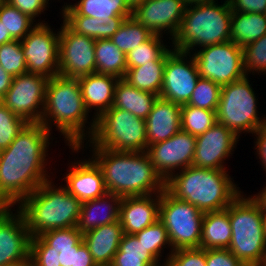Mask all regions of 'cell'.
I'll return each instance as SVG.
<instances>
[{
  "instance_id": "obj_7",
  "label": "cell",
  "mask_w": 266,
  "mask_h": 266,
  "mask_svg": "<svg viewBox=\"0 0 266 266\" xmlns=\"http://www.w3.org/2000/svg\"><path fill=\"white\" fill-rule=\"evenodd\" d=\"M241 193L229 205L231 251L246 266H258L266 257V236L258 204ZM247 197V198H246Z\"/></svg>"
},
{
  "instance_id": "obj_27",
  "label": "cell",
  "mask_w": 266,
  "mask_h": 266,
  "mask_svg": "<svg viewBox=\"0 0 266 266\" xmlns=\"http://www.w3.org/2000/svg\"><path fill=\"white\" fill-rule=\"evenodd\" d=\"M63 21L76 33L89 38L110 39L122 25L124 20L131 16H117L110 19H97L79 15L70 5L62 11Z\"/></svg>"
},
{
  "instance_id": "obj_57",
  "label": "cell",
  "mask_w": 266,
  "mask_h": 266,
  "mask_svg": "<svg viewBox=\"0 0 266 266\" xmlns=\"http://www.w3.org/2000/svg\"><path fill=\"white\" fill-rule=\"evenodd\" d=\"M258 266H266V257L263 259V261Z\"/></svg>"
},
{
  "instance_id": "obj_32",
  "label": "cell",
  "mask_w": 266,
  "mask_h": 266,
  "mask_svg": "<svg viewBox=\"0 0 266 266\" xmlns=\"http://www.w3.org/2000/svg\"><path fill=\"white\" fill-rule=\"evenodd\" d=\"M134 234H123L110 266H163Z\"/></svg>"
},
{
  "instance_id": "obj_11",
  "label": "cell",
  "mask_w": 266,
  "mask_h": 266,
  "mask_svg": "<svg viewBox=\"0 0 266 266\" xmlns=\"http://www.w3.org/2000/svg\"><path fill=\"white\" fill-rule=\"evenodd\" d=\"M203 216L196 206L177 199L166 189L160 193L159 220L168 232L172 251L200 247Z\"/></svg>"
},
{
  "instance_id": "obj_40",
  "label": "cell",
  "mask_w": 266,
  "mask_h": 266,
  "mask_svg": "<svg viewBox=\"0 0 266 266\" xmlns=\"http://www.w3.org/2000/svg\"><path fill=\"white\" fill-rule=\"evenodd\" d=\"M0 65L13 77L28 72L20 40L0 45Z\"/></svg>"
},
{
  "instance_id": "obj_45",
  "label": "cell",
  "mask_w": 266,
  "mask_h": 266,
  "mask_svg": "<svg viewBox=\"0 0 266 266\" xmlns=\"http://www.w3.org/2000/svg\"><path fill=\"white\" fill-rule=\"evenodd\" d=\"M206 266H246L228 249H206Z\"/></svg>"
},
{
  "instance_id": "obj_26",
  "label": "cell",
  "mask_w": 266,
  "mask_h": 266,
  "mask_svg": "<svg viewBox=\"0 0 266 266\" xmlns=\"http://www.w3.org/2000/svg\"><path fill=\"white\" fill-rule=\"evenodd\" d=\"M121 200L122 197L107 192L102 197L83 202L77 229L84 234L102 225L119 221Z\"/></svg>"
},
{
  "instance_id": "obj_15",
  "label": "cell",
  "mask_w": 266,
  "mask_h": 266,
  "mask_svg": "<svg viewBox=\"0 0 266 266\" xmlns=\"http://www.w3.org/2000/svg\"><path fill=\"white\" fill-rule=\"evenodd\" d=\"M59 30V74L80 78L95 73L96 40L76 33L64 21Z\"/></svg>"
},
{
  "instance_id": "obj_6",
  "label": "cell",
  "mask_w": 266,
  "mask_h": 266,
  "mask_svg": "<svg viewBox=\"0 0 266 266\" xmlns=\"http://www.w3.org/2000/svg\"><path fill=\"white\" fill-rule=\"evenodd\" d=\"M232 12L226 2L188 6L170 46L173 50L192 53L200 47L230 41Z\"/></svg>"
},
{
  "instance_id": "obj_21",
  "label": "cell",
  "mask_w": 266,
  "mask_h": 266,
  "mask_svg": "<svg viewBox=\"0 0 266 266\" xmlns=\"http://www.w3.org/2000/svg\"><path fill=\"white\" fill-rule=\"evenodd\" d=\"M68 168L71 171H67L64 176L63 180L67 183L64 187L82 203L107 193L103 173L92 158L72 162Z\"/></svg>"
},
{
  "instance_id": "obj_56",
  "label": "cell",
  "mask_w": 266,
  "mask_h": 266,
  "mask_svg": "<svg viewBox=\"0 0 266 266\" xmlns=\"http://www.w3.org/2000/svg\"><path fill=\"white\" fill-rule=\"evenodd\" d=\"M8 206L0 199V211L7 208Z\"/></svg>"
},
{
  "instance_id": "obj_33",
  "label": "cell",
  "mask_w": 266,
  "mask_h": 266,
  "mask_svg": "<svg viewBox=\"0 0 266 266\" xmlns=\"http://www.w3.org/2000/svg\"><path fill=\"white\" fill-rule=\"evenodd\" d=\"M96 73L124 78L127 72L126 55L111 39L95 41Z\"/></svg>"
},
{
  "instance_id": "obj_17",
  "label": "cell",
  "mask_w": 266,
  "mask_h": 266,
  "mask_svg": "<svg viewBox=\"0 0 266 266\" xmlns=\"http://www.w3.org/2000/svg\"><path fill=\"white\" fill-rule=\"evenodd\" d=\"M195 147L196 137L181 129L171 138L149 145L146 152L166 182L176 171L192 166Z\"/></svg>"
},
{
  "instance_id": "obj_53",
  "label": "cell",
  "mask_w": 266,
  "mask_h": 266,
  "mask_svg": "<svg viewBox=\"0 0 266 266\" xmlns=\"http://www.w3.org/2000/svg\"><path fill=\"white\" fill-rule=\"evenodd\" d=\"M10 266H34L31 258H27L26 260L22 261V262H19V263H16V264H13V265H10Z\"/></svg>"
},
{
  "instance_id": "obj_20",
  "label": "cell",
  "mask_w": 266,
  "mask_h": 266,
  "mask_svg": "<svg viewBox=\"0 0 266 266\" xmlns=\"http://www.w3.org/2000/svg\"><path fill=\"white\" fill-rule=\"evenodd\" d=\"M239 138L220 123L214 124L202 135L196 137L192 166L226 170L224 160L234 153Z\"/></svg>"
},
{
  "instance_id": "obj_23",
  "label": "cell",
  "mask_w": 266,
  "mask_h": 266,
  "mask_svg": "<svg viewBox=\"0 0 266 266\" xmlns=\"http://www.w3.org/2000/svg\"><path fill=\"white\" fill-rule=\"evenodd\" d=\"M181 130V105L158 97L146 118L147 145L171 138Z\"/></svg>"
},
{
  "instance_id": "obj_55",
  "label": "cell",
  "mask_w": 266,
  "mask_h": 266,
  "mask_svg": "<svg viewBox=\"0 0 266 266\" xmlns=\"http://www.w3.org/2000/svg\"><path fill=\"white\" fill-rule=\"evenodd\" d=\"M262 217H263V226H264V232L266 236V211H261Z\"/></svg>"
},
{
  "instance_id": "obj_51",
  "label": "cell",
  "mask_w": 266,
  "mask_h": 266,
  "mask_svg": "<svg viewBox=\"0 0 266 266\" xmlns=\"http://www.w3.org/2000/svg\"><path fill=\"white\" fill-rule=\"evenodd\" d=\"M14 40L8 31H6L5 27L3 24L0 22V45L4 43H8L10 41Z\"/></svg>"
},
{
  "instance_id": "obj_35",
  "label": "cell",
  "mask_w": 266,
  "mask_h": 266,
  "mask_svg": "<svg viewBox=\"0 0 266 266\" xmlns=\"http://www.w3.org/2000/svg\"><path fill=\"white\" fill-rule=\"evenodd\" d=\"M153 34L134 18L124 20L118 31L110 38L111 41L127 55L141 43L148 41Z\"/></svg>"
},
{
  "instance_id": "obj_29",
  "label": "cell",
  "mask_w": 266,
  "mask_h": 266,
  "mask_svg": "<svg viewBox=\"0 0 266 266\" xmlns=\"http://www.w3.org/2000/svg\"><path fill=\"white\" fill-rule=\"evenodd\" d=\"M158 97L154 93L139 90L124 78H120L115 87L112 107L129 111L138 118L146 120Z\"/></svg>"
},
{
  "instance_id": "obj_8",
  "label": "cell",
  "mask_w": 266,
  "mask_h": 266,
  "mask_svg": "<svg viewBox=\"0 0 266 266\" xmlns=\"http://www.w3.org/2000/svg\"><path fill=\"white\" fill-rule=\"evenodd\" d=\"M85 145L82 143L80 146H70L69 148L76 153L87 146L106 148L112 151H146L148 148L146 120L138 118L129 111L110 107L96 119L94 133Z\"/></svg>"
},
{
  "instance_id": "obj_54",
  "label": "cell",
  "mask_w": 266,
  "mask_h": 266,
  "mask_svg": "<svg viewBox=\"0 0 266 266\" xmlns=\"http://www.w3.org/2000/svg\"><path fill=\"white\" fill-rule=\"evenodd\" d=\"M128 5L130 6L131 9L134 7L140 5L141 3H144L147 0H126Z\"/></svg>"
},
{
  "instance_id": "obj_28",
  "label": "cell",
  "mask_w": 266,
  "mask_h": 266,
  "mask_svg": "<svg viewBox=\"0 0 266 266\" xmlns=\"http://www.w3.org/2000/svg\"><path fill=\"white\" fill-rule=\"evenodd\" d=\"M231 230L229 206L223 210L204 213L200 248L228 249L232 237Z\"/></svg>"
},
{
  "instance_id": "obj_14",
  "label": "cell",
  "mask_w": 266,
  "mask_h": 266,
  "mask_svg": "<svg viewBox=\"0 0 266 266\" xmlns=\"http://www.w3.org/2000/svg\"><path fill=\"white\" fill-rule=\"evenodd\" d=\"M37 20L38 24L21 40L22 50L27 71L49 79L59 74L60 31L54 33L48 23Z\"/></svg>"
},
{
  "instance_id": "obj_42",
  "label": "cell",
  "mask_w": 266,
  "mask_h": 266,
  "mask_svg": "<svg viewBox=\"0 0 266 266\" xmlns=\"http://www.w3.org/2000/svg\"><path fill=\"white\" fill-rule=\"evenodd\" d=\"M27 124L0 101V150L7 148Z\"/></svg>"
},
{
  "instance_id": "obj_43",
  "label": "cell",
  "mask_w": 266,
  "mask_h": 266,
  "mask_svg": "<svg viewBox=\"0 0 266 266\" xmlns=\"http://www.w3.org/2000/svg\"><path fill=\"white\" fill-rule=\"evenodd\" d=\"M244 71L266 74V34L243 48Z\"/></svg>"
},
{
  "instance_id": "obj_19",
  "label": "cell",
  "mask_w": 266,
  "mask_h": 266,
  "mask_svg": "<svg viewBox=\"0 0 266 266\" xmlns=\"http://www.w3.org/2000/svg\"><path fill=\"white\" fill-rule=\"evenodd\" d=\"M11 208L0 211V266L22 262L30 253L31 236L24 217Z\"/></svg>"
},
{
  "instance_id": "obj_48",
  "label": "cell",
  "mask_w": 266,
  "mask_h": 266,
  "mask_svg": "<svg viewBox=\"0 0 266 266\" xmlns=\"http://www.w3.org/2000/svg\"><path fill=\"white\" fill-rule=\"evenodd\" d=\"M254 135L256 136V141H254L256 155L259 157L264 171H266V122L255 131Z\"/></svg>"
},
{
  "instance_id": "obj_58",
  "label": "cell",
  "mask_w": 266,
  "mask_h": 266,
  "mask_svg": "<svg viewBox=\"0 0 266 266\" xmlns=\"http://www.w3.org/2000/svg\"><path fill=\"white\" fill-rule=\"evenodd\" d=\"M233 0H224V2H226V3H231Z\"/></svg>"
},
{
  "instance_id": "obj_1",
  "label": "cell",
  "mask_w": 266,
  "mask_h": 266,
  "mask_svg": "<svg viewBox=\"0 0 266 266\" xmlns=\"http://www.w3.org/2000/svg\"><path fill=\"white\" fill-rule=\"evenodd\" d=\"M52 132L42 123H28L0 152V199L16 206L50 180L46 169ZM50 138V139H49Z\"/></svg>"
},
{
  "instance_id": "obj_37",
  "label": "cell",
  "mask_w": 266,
  "mask_h": 266,
  "mask_svg": "<svg viewBox=\"0 0 266 266\" xmlns=\"http://www.w3.org/2000/svg\"><path fill=\"white\" fill-rule=\"evenodd\" d=\"M216 111L181 105V129L195 137L202 135L217 123Z\"/></svg>"
},
{
  "instance_id": "obj_38",
  "label": "cell",
  "mask_w": 266,
  "mask_h": 266,
  "mask_svg": "<svg viewBox=\"0 0 266 266\" xmlns=\"http://www.w3.org/2000/svg\"><path fill=\"white\" fill-rule=\"evenodd\" d=\"M162 38L163 36L153 35L148 41L132 49L126 55L127 70L151 61H158L170 49V46L163 43Z\"/></svg>"
},
{
  "instance_id": "obj_30",
  "label": "cell",
  "mask_w": 266,
  "mask_h": 266,
  "mask_svg": "<svg viewBox=\"0 0 266 266\" xmlns=\"http://www.w3.org/2000/svg\"><path fill=\"white\" fill-rule=\"evenodd\" d=\"M266 34V13L232 12L230 41L244 48Z\"/></svg>"
},
{
  "instance_id": "obj_46",
  "label": "cell",
  "mask_w": 266,
  "mask_h": 266,
  "mask_svg": "<svg viewBox=\"0 0 266 266\" xmlns=\"http://www.w3.org/2000/svg\"><path fill=\"white\" fill-rule=\"evenodd\" d=\"M10 5L18 8L22 13L27 14L36 22V17L49 8L47 0H5Z\"/></svg>"
},
{
  "instance_id": "obj_9",
  "label": "cell",
  "mask_w": 266,
  "mask_h": 266,
  "mask_svg": "<svg viewBox=\"0 0 266 266\" xmlns=\"http://www.w3.org/2000/svg\"><path fill=\"white\" fill-rule=\"evenodd\" d=\"M29 257L34 266H97L77 227L54 229L31 238Z\"/></svg>"
},
{
  "instance_id": "obj_34",
  "label": "cell",
  "mask_w": 266,
  "mask_h": 266,
  "mask_svg": "<svg viewBox=\"0 0 266 266\" xmlns=\"http://www.w3.org/2000/svg\"><path fill=\"white\" fill-rule=\"evenodd\" d=\"M71 6L79 15L97 19H110L117 16H131L132 9L126 0H80L74 3H64L61 10Z\"/></svg>"
},
{
  "instance_id": "obj_13",
  "label": "cell",
  "mask_w": 266,
  "mask_h": 266,
  "mask_svg": "<svg viewBox=\"0 0 266 266\" xmlns=\"http://www.w3.org/2000/svg\"><path fill=\"white\" fill-rule=\"evenodd\" d=\"M47 81L46 76L29 72L15 76L0 101L28 123H40L45 107Z\"/></svg>"
},
{
  "instance_id": "obj_49",
  "label": "cell",
  "mask_w": 266,
  "mask_h": 266,
  "mask_svg": "<svg viewBox=\"0 0 266 266\" xmlns=\"http://www.w3.org/2000/svg\"><path fill=\"white\" fill-rule=\"evenodd\" d=\"M13 76L7 73L4 68L0 65V100L5 96L7 91L9 90Z\"/></svg>"
},
{
  "instance_id": "obj_36",
  "label": "cell",
  "mask_w": 266,
  "mask_h": 266,
  "mask_svg": "<svg viewBox=\"0 0 266 266\" xmlns=\"http://www.w3.org/2000/svg\"><path fill=\"white\" fill-rule=\"evenodd\" d=\"M0 22L14 40L20 41L38 24L5 0H0Z\"/></svg>"
},
{
  "instance_id": "obj_18",
  "label": "cell",
  "mask_w": 266,
  "mask_h": 266,
  "mask_svg": "<svg viewBox=\"0 0 266 266\" xmlns=\"http://www.w3.org/2000/svg\"><path fill=\"white\" fill-rule=\"evenodd\" d=\"M186 8L182 0H147L132 9L131 17L153 35L168 33L171 40L179 29Z\"/></svg>"
},
{
  "instance_id": "obj_39",
  "label": "cell",
  "mask_w": 266,
  "mask_h": 266,
  "mask_svg": "<svg viewBox=\"0 0 266 266\" xmlns=\"http://www.w3.org/2000/svg\"><path fill=\"white\" fill-rule=\"evenodd\" d=\"M134 235L159 262L161 261L160 257H162L163 249L169 247L171 249L168 253L169 255L173 252L168 232L160 220Z\"/></svg>"
},
{
  "instance_id": "obj_52",
  "label": "cell",
  "mask_w": 266,
  "mask_h": 266,
  "mask_svg": "<svg viewBox=\"0 0 266 266\" xmlns=\"http://www.w3.org/2000/svg\"><path fill=\"white\" fill-rule=\"evenodd\" d=\"M187 7L192 5H198V4H207V3H214L215 0H182Z\"/></svg>"
},
{
  "instance_id": "obj_3",
  "label": "cell",
  "mask_w": 266,
  "mask_h": 266,
  "mask_svg": "<svg viewBox=\"0 0 266 266\" xmlns=\"http://www.w3.org/2000/svg\"><path fill=\"white\" fill-rule=\"evenodd\" d=\"M88 116L89 111L85 107L78 78L58 74L48 79L40 123L49 132L54 125L56 131L64 136L66 145L80 146L87 138L92 137L95 130L96 119L93 117L92 122H88ZM86 124L90 127H86Z\"/></svg>"
},
{
  "instance_id": "obj_5",
  "label": "cell",
  "mask_w": 266,
  "mask_h": 266,
  "mask_svg": "<svg viewBox=\"0 0 266 266\" xmlns=\"http://www.w3.org/2000/svg\"><path fill=\"white\" fill-rule=\"evenodd\" d=\"M52 181L42 183L17 206L31 238L50 230L77 226L82 202Z\"/></svg>"
},
{
  "instance_id": "obj_47",
  "label": "cell",
  "mask_w": 266,
  "mask_h": 266,
  "mask_svg": "<svg viewBox=\"0 0 266 266\" xmlns=\"http://www.w3.org/2000/svg\"><path fill=\"white\" fill-rule=\"evenodd\" d=\"M233 12L241 13H266V0H233Z\"/></svg>"
},
{
  "instance_id": "obj_31",
  "label": "cell",
  "mask_w": 266,
  "mask_h": 266,
  "mask_svg": "<svg viewBox=\"0 0 266 266\" xmlns=\"http://www.w3.org/2000/svg\"><path fill=\"white\" fill-rule=\"evenodd\" d=\"M173 51L171 47L158 61L128 69L124 79L139 90L159 96L163 85L166 59Z\"/></svg>"
},
{
  "instance_id": "obj_50",
  "label": "cell",
  "mask_w": 266,
  "mask_h": 266,
  "mask_svg": "<svg viewBox=\"0 0 266 266\" xmlns=\"http://www.w3.org/2000/svg\"><path fill=\"white\" fill-rule=\"evenodd\" d=\"M257 194L250 197L258 204L261 211H266V186Z\"/></svg>"
},
{
  "instance_id": "obj_16",
  "label": "cell",
  "mask_w": 266,
  "mask_h": 266,
  "mask_svg": "<svg viewBox=\"0 0 266 266\" xmlns=\"http://www.w3.org/2000/svg\"><path fill=\"white\" fill-rule=\"evenodd\" d=\"M199 78L191 53L174 50L166 59L159 97L179 105L187 104Z\"/></svg>"
},
{
  "instance_id": "obj_25",
  "label": "cell",
  "mask_w": 266,
  "mask_h": 266,
  "mask_svg": "<svg viewBox=\"0 0 266 266\" xmlns=\"http://www.w3.org/2000/svg\"><path fill=\"white\" fill-rule=\"evenodd\" d=\"M122 236V225L120 221H117L84 233L83 242L97 266H110L118 251Z\"/></svg>"
},
{
  "instance_id": "obj_22",
  "label": "cell",
  "mask_w": 266,
  "mask_h": 266,
  "mask_svg": "<svg viewBox=\"0 0 266 266\" xmlns=\"http://www.w3.org/2000/svg\"><path fill=\"white\" fill-rule=\"evenodd\" d=\"M160 194L123 197L119 221L123 234H135L159 220Z\"/></svg>"
},
{
  "instance_id": "obj_4",
  "label": "cell",
  "mask_w": 266,
  "mask_h": 266,
  "mask_svg": "<svg viewBox=\"0 0 266 266\" xmlns=\"http://www.w3.org/2000/svg\"><path fill=\"white\" fill-rule=\"evenodd\" d=\"M228 171L189 166L173 174L165 189L203 213L226 209L242 192Z\"/></svg>"
},
{
  "instance_id": "obj_10",
  "label": "cell",
  "mask_w": 266,
  "mask_h": 266,
  "mask_svg": "<svg viewBox=\"0 0 266 266\" xmlns=\"http://www.w3.org/2000/svg\"><path fill=\"white\" fill-rule=\"evenodd\" d=\"M249 76L221 86L220 99L216 111L217 122L231 130L238 138L240 134H254L265 122L266 117H258L256 94Z\"/></svg>"
},
{
  "instance_id": "obj_12",
  "label": "cell",
  "mask_w": 266,
  "mask_h": 266,
  "mask_svg": "<svg viewBox=\"0 0 266 266\" xmlns=\"http://www.w3.org/2000/svg\"><path fill=\"white\" fill-rule=\"evenodd\" d=\"M201 78L220 86L230 84L246 76L243 48L232 41L208 45L191 54Z\"/></svg>"
},
{
  "instance_id": "obj_24",
  "label": "cell",
  "mask_w": 266,
  "mask_h": 266,
  "mask_svg": "<svg viewBox=\"0 0 266 266\" xmlns=\"http://www.w3.org/2000/svg\"><path fill=\"white\" fill-rule=\"evenodd\" d=\"M118 80L116 76L96 72L78 78L85 107L89 113L95 110V119L112 107Z\"/></svg>"
},
{
  "instance_id": "obj_41",
  "label": "cell",
  "mask_w": 266,
  "mask_h": 266,
  "mask_svg": "<svg viewBox=\"0 0 266 266\" xmlns=\"http://www.w3.org/2000/svg\"><path fill=\"white\" fill-rule=\"evenodd\" d=\"M220 91V85L209 79L200 77L187 104L201 109L217 110Z\"/></svg>"
},
{
  "instance_id": "obj_44",
  "label": "cell",
  "mask_w": 266,
  "mask_h": 266,
  "mask_svg": "<svg viewBox=\"0 0 266 266\" xmlns=\"http://www.w3.org/2000/svg\"><path fill=\"white\" fill-rule=\"evenodd\" d=\"M163 266H206V249L182 248L167 254Z\"/></svg>"
},
{
  "instance_id": "obj_2",
  "label": "cell",
  "mask_w": 266,
  "mask_h": 266,
  "mask_svg": "<svg viewBox=\"0 0 266 266\" xmlns=\"http://www.w3.org/2000/svg\"><path fill=\"white\" fill-rule=\"evenodd\" d=\"M91 148V158L103 173L108 193L123 198L160 194L165 190V181L155 170L146 151L125 152Z\"/></svg>"
}]
</instances>
